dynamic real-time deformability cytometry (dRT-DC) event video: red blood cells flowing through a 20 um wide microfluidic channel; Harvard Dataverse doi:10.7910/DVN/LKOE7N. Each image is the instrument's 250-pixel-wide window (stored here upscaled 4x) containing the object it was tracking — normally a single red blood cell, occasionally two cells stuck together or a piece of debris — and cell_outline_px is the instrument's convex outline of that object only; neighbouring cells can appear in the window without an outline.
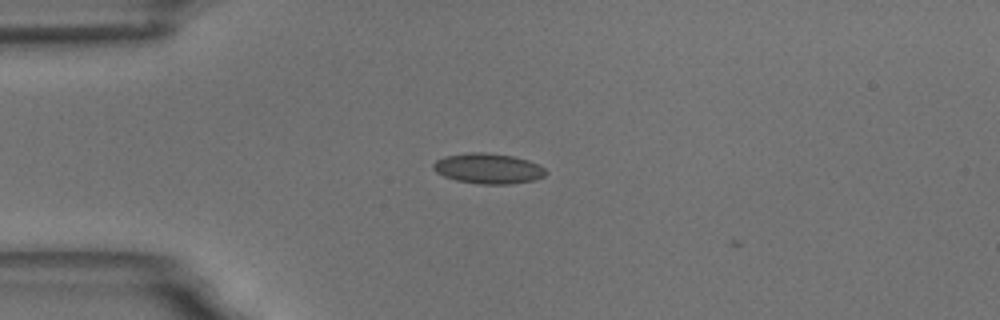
{"species": "common noctule bat (a hibernating species)", "species_latin": "Nyctalus noctula", "temperature_condition": "room temperature", "stored_images_in_passage": 10, "camera_frame_rate_fps": 3000, "um_per_image_px": 0.085, "animal": {"sex": "male", "body_mass_g": 18.8}, "frame": {"image": 1, "passage_image": 7, "time_ms": 2.0, "image_size_px": [1000, 320], "cell_outline_px": [[548, 172], [544, 176], [532, 180], [508, 184], [480, 184], [456, 180], [444, 176], [436, 172], [432, 168], [432, 164], [436, 160], [444, 156], [468, 152], [480, 152], [512, 156], [528, 160], [540, 164]], "centroid_in_image_um": [41.48, 14.32], "position_along_channel_um": 43.5, "area_um2": 19.88}}